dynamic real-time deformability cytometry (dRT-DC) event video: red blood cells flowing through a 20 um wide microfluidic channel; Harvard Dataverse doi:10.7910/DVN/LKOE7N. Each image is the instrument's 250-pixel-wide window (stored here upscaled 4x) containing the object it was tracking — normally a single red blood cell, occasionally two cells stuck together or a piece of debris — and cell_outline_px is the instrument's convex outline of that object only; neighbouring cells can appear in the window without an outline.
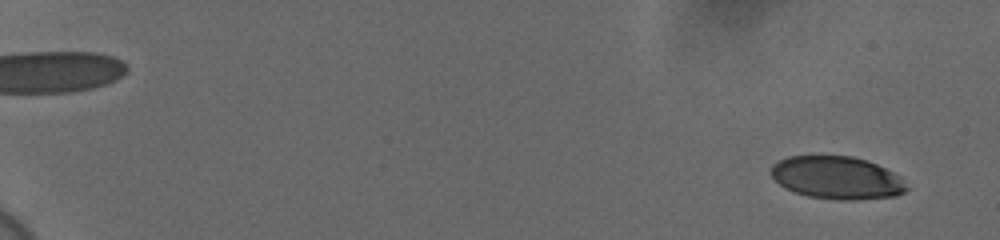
{"species": "human", "species_latin": "Homo sapiens", "temperature_condition": "cold", "stored_images_in_passage": 26, "camera_frame_rate_fps": 3000, "um_per_image_px": 0.085, "donor": {"sex": "female"}, "frame": {"image": 1, "passage_image": 4, "time_ms": 1.0, "image_size_px": [1000, 240], "cell_outline_px": [[908, 188], [904, 192], [896, 196], [856, 200], [836, 200], [808, 196], [784, 188], [768, 172], [772, 164], [788, 156], [852, 156], [868, 160], [900, 176]], "centroid_in_image_um": [71.12, 15.11], "position_along_channel_um": 13.9, "area_um2": 33.87}}
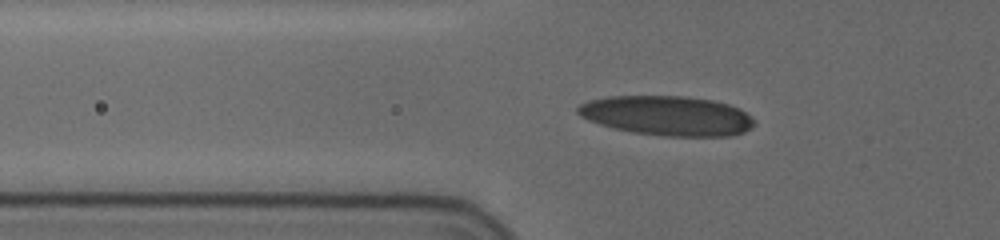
{"frame": {"image": 2, "passage_image": 24, "time_ms": 7.667, "image_size_px": [1000, 240], "cell_outline_px": [[756, 124], [752, 128], [744, 132], [732, 136], [664, 136], [632, 132], [612, 128], [588, 120], [580, 116], [576, 112], [576, 108], [580, 104], [588, 100], [608, 96], [684, 96], [712, 100], [728, 104], [740, 108]], "centroid_in_image_um": [56.68, 9.83], "position_along_channel_um": 69.1, "area_um2": 40.92}}